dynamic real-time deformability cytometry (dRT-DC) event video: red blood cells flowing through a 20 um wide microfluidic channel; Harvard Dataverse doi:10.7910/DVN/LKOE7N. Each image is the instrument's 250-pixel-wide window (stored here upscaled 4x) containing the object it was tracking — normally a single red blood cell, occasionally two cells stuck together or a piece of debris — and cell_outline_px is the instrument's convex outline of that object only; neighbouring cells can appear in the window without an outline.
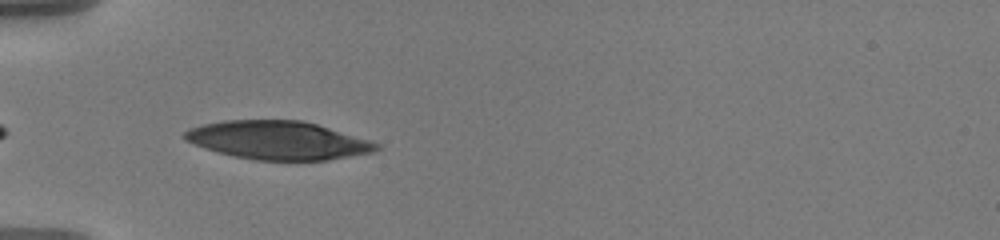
{"species": "human", "species_latin": "Homo sapiens", "temperature_condition": "warm", "stored_images_in_passage": 37, "camera_frame_rate_fps": 3000, "um_per_image_px": 0.085, "donor": {"sex": "male"}, "frame": {"image": 1, "passage_image": 1, "time_ms": 0.0, "image_size_px": [1000, 240], "cell_outline_px": [[380, 148], [372, 152], [328, 160], [256, 160], [232, 156], [204, 148], [184, 140], [180, 136], [188, 128], [204, 124], [224, 120], [304, 120], [368, 140], [380, 144]], "centroid_in_image_um": [23.57, 11.92], "position_along_channel_um": 61.4, "area_um2": 42.83}}
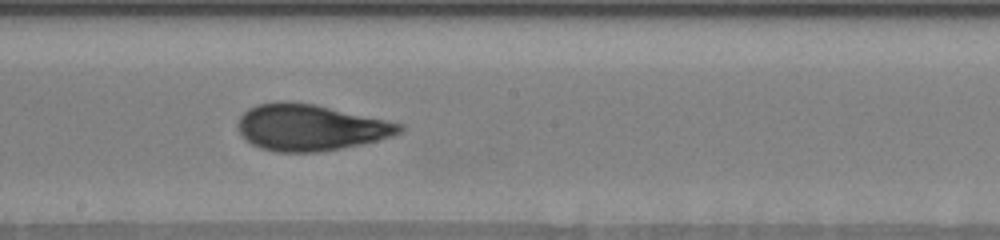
{"frame": {"image": 2, "passage_image": 15, "time_ms": 4.667, "image_size_px": [1000, 240], "cell_outline_px": [[404, 128], [400, 132], [392, 136], [364, 144], [320, 152], [276, 152], [260, 148], [244, 140], [240, 136], [236, 124], [240, 116], [248, 108], [256, 104], [276, 100], [284, 100], [316, 104], [404, 124]], "centroid_in_image_um": [26.33, 10.83], "position_along_channel_um": 221.9, "area_um2": 44.27}}
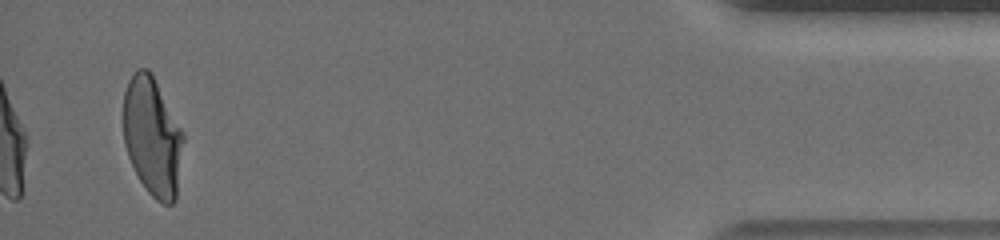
{"frame": {"image": 3, "passage_image": 37, "time_ms": 12.0, "image_size_px": [1000, 240], "cell_outline_px": [[184, 140], [176, 200], [172, 204], [164, 204], [156, 200], [148, 192], [140, 180], [128, 156], [124, 144], [124, 92], [128, 80], [136, 68], [148, 68], [152, 72], [184, 132]], "centroid_in_image_um": [12.97, 11.58], "position_along_channel_um": 422.2, "area_um2": 41.85}, "authors_computed_cell_mechanics": {"area_um2": 43.1188, "velocity_mm_per_s": 3.5933, "shape_relaxation_time_tau1_ms": 5.7679, "shape_relaxation_time_tau2_ms": 1.1464, "deformation_change_tau1": 0.2128, "deformation_change_tau2": 0.0734}}